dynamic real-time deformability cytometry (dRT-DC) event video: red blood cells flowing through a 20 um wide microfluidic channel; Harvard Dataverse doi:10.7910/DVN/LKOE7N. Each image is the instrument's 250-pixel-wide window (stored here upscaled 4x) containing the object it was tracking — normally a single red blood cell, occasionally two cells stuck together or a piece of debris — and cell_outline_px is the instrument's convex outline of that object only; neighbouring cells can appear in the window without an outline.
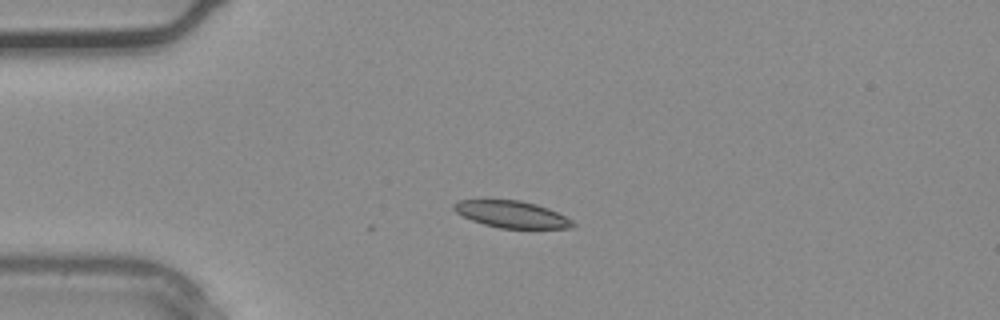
{"species": "common noctule bat (a hibernating species)", "species_latin": "Nyctalus noctula", "temperature_condition": "warm", "stored_images_in_passage": 1, "camera_frame_rate_fps": 3000, "um_per_image_px": 0.085, "animal": {"sex": "male", "body_mass_g": 20.4}, "frame": {"image": 1, "passage_image": 1, "time_ms": 0.0, "image_size_px": [1000, 320], "cell_outline_px": [[576, 224], [572, 228], [500, 228], [484, 224], [472, 220], [456, 212], [452, 208], [452, 204], [460, 200], [520, 200], [536, 204], [548, 208], [572, 220]], "centroid_in_image_um": [43.49, 18.21], "position_along_channel_um": 41.5, "area_um2": 18.44}}